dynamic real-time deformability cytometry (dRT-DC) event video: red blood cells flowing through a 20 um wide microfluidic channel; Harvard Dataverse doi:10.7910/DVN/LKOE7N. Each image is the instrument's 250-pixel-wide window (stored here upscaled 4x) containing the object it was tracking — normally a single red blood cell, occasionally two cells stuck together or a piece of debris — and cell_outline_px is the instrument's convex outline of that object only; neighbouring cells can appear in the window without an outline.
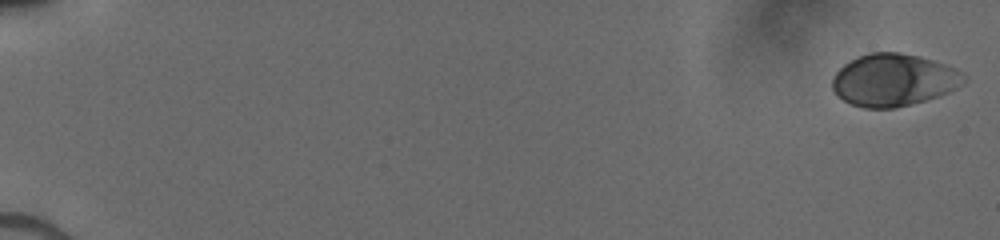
{"species": "human", "species_latin": "Homo sapiens", "temperature_condition": "cold", "stored_images_in_passage": 31, "camera_frame_rate_fps": 3000, "um_per_image_px": 0.085, "donor": {"sex": "male"}, "frame": {"image": 1, "passage_image": 1, "time_ms": 0.0, "image_size_px": [1000, 240], "cell_outline_px": [[968, 76], [956, 88], [948, 92], [912, 104], [892, 108], [864, 108], [852, 104], [836, 96], [832, 88], [832, 76], [844, 64], [868, 52], [900, 52], [932, 60], [944, 64]], "centroid_in_image_um": [75.91, 6.8], "position_along_channel_um": 9.1, "area_um2": 39.77}}
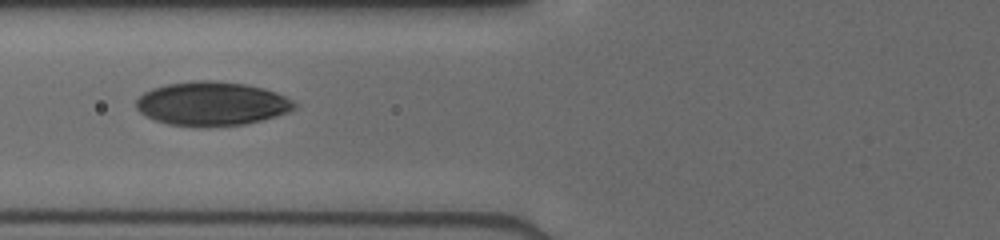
{"frame": {"image": 2, "passage_image": 23, "time_ms": 7.333, "image_size_px": [1000, 240], "cell_outline_px": [[296, 108], [288, 112], [264, 120], [244, 124], [208, 128], [168, 124], [156, 120], [140, 112], [136, 108], [136, 100], [144, 92], [152, 88], [168, 84], [192, 80], [212, 80], [244, 84], [264, 88], [276, 92], [292, 100], [296, 104]], "centroid_in_image_um": [18.01, 8.82], "position_along_channel_um": 107.8, "area_um2": 40.75}}
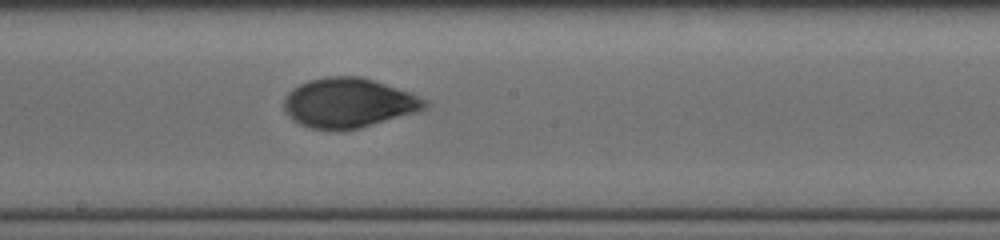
{"frame": {"image": 3, "passage_image": 31, "time_ms": 10.0, "image_size_px": [1000, 240], "cell_outline_px": [[428, 108], [416, 112], [360, 128], [308, 128], [292, 120], [284, 112], [284, 96], [292, 88], [308, 80], [324, 76], [360, 76], [412, 92], [428, 100]], "centroid_in_image_um": [29.63, 8.72], "position_along_channel_um": 218.6, "area_um2": 40.75}}